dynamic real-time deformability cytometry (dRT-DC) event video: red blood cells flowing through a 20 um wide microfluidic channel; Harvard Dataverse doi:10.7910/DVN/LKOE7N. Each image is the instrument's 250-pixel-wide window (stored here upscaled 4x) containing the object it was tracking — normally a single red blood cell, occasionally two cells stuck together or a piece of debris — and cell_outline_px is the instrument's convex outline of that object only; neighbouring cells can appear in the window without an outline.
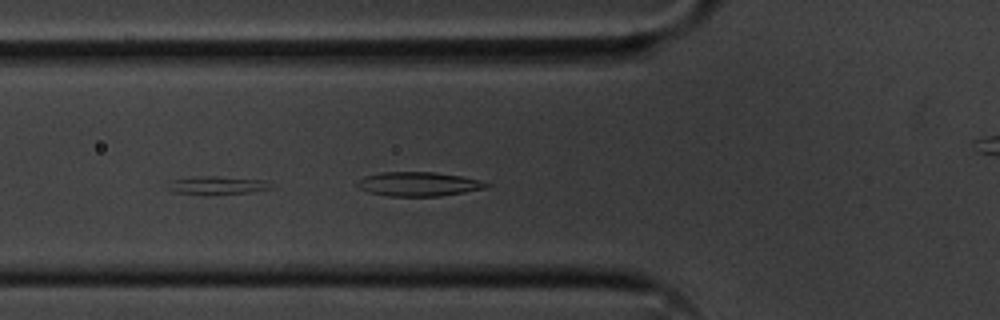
{"species": "common noctule bat (a hibernating species)", "species_latin": "Nyctalus noctula", "temperature_condition": "cold", "stored_images_in_passage": 48, "camera_frame_rate_fps": 3000, "um_per_image_px": 0.085, "animal": {"sex": "male", "body_mass_g": 20.1, "forearm_length_mm": 53.5}, "frame": {"image": 1, "passage_image": 12, "time_ms": 3.667, "image_size_px": [1000, 320], "cell_outline_px": [[276, 188], [252, 192], [204, 196], [172, 192], [168, 188], [168, 180], [196, 176], [216, 176], [264, 180], [276, 184]], "centroid_in_image_um": [18.48, 15.77], "position_along_channel_um": 107.3, "area_um2": 11.62}}
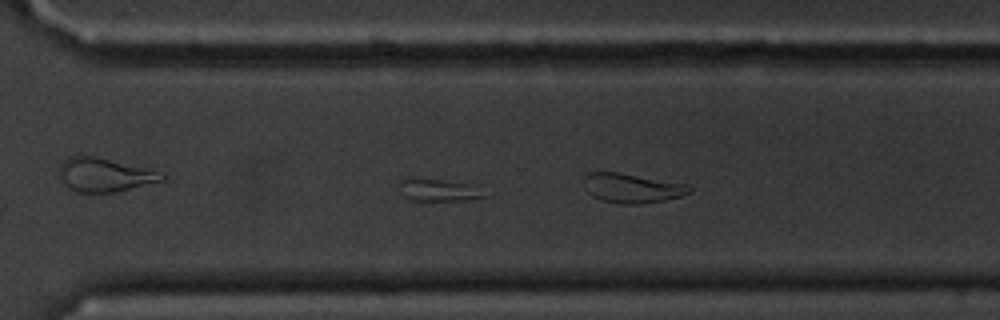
{"frame": {"image": 2, "passage_image": 31, "time_ms": 10.0, "image_size_px": [1000, 320], "cell_outline_px": [[492, 196], [468, 200], [408, 200], [404, 196], [400, 184], [400, 180], [404, 176], [416, 176], [476, 184]], "centroid_in_image_um": [37.36, 16.11], "position_along_channel_um": 333.2, "area_um2": 11.85}}